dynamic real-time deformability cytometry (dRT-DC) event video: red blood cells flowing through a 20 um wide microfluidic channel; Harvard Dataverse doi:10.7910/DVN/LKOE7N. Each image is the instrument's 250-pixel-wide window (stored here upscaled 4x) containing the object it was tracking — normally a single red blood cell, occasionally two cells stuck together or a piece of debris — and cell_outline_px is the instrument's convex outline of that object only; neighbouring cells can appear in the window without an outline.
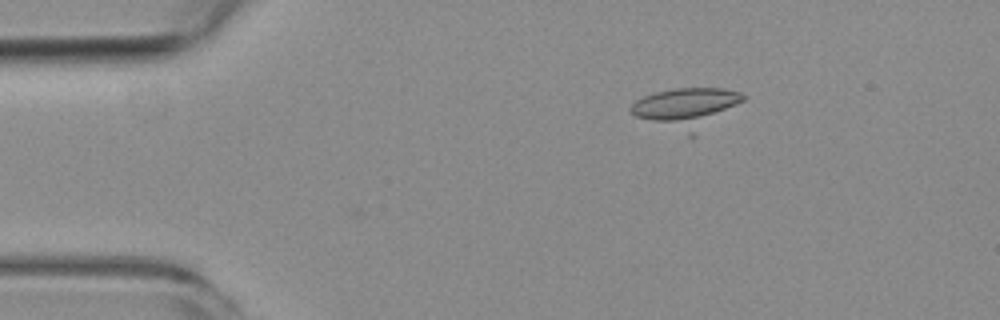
{"species": "common noctule bat (a hibernating species)", "species_latin": "Nyctalus noctula", "temperature_condition": "room temperature", "stored_images_in_passage": 2, "camera_frame_rate_fps": 3000, "um_per_image_px": 0.085, "animal": {"sex": "female", "body_mass_g": 19.3, "forearm_length_mm": 54.1}, "frame": {"image": 1, "passage_image": 2, "time_ms": 1.0, "image_size_px": [1000, 320], "cell_outline_px": [[744, 100], [692, 136], [688, 136], [636, 116], [628, 108], [636, 100], [644, 96], [656, 92], [676, 88], [724, 88], [740, 92], [744, 96]], "centroid_in_image_um": [58.33, 9.15], "position_along_channel_um": 26.7, "area_um2": 25.61}}